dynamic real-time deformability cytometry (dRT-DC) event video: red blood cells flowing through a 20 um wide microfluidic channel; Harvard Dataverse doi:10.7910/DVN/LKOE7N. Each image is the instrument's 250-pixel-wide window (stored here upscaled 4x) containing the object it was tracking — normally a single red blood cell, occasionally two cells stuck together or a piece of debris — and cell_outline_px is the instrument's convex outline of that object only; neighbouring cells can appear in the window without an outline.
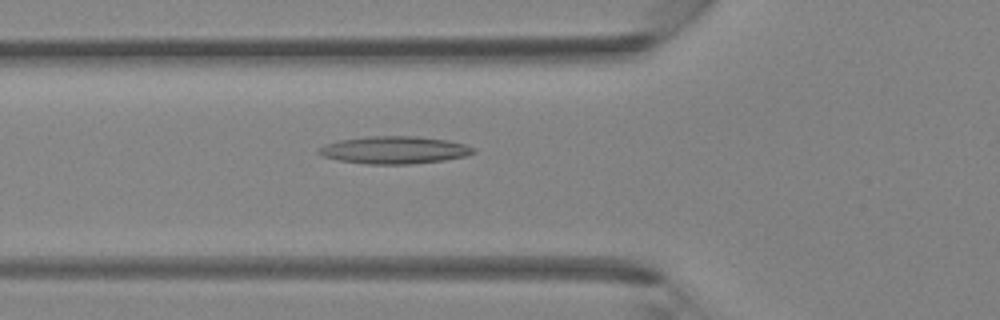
{"species": "Egyptian fruit bat (a non-hibernating species)", "species_latin": "Rousettus aegyptiacus", "temperature_condition": "room temperature", "stored_images_in_passage": 41, "camera_frame_rate_fps": 3000, "um_per_image_px": 0.085, "animal": {"sex": "female"}, "frame": {"image": 1, "passage_image": 15, "time_ms": 4.667, "image_size_px": [1000, 320], "cell_outline_px": [[476, 152], [468, 156], [444, 160], [408, 164], [368, 164], [336, 160], [320, 156], [316, 152], [324, 144], [340, 140], [368, 136], [412, 136], [448, 140], [464, 144], [476, 148]], "centroid_in_image_um": [33.51, 12.75], "position_along_channel_um": 92.3, "area_um2": 24.91}}
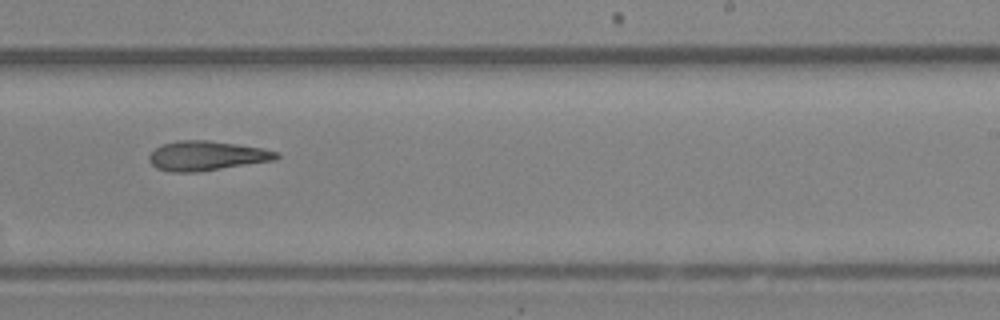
{"frame": {"image": 2, "passage_image": 26, "time_ms": 8.333, "image_size_px": [1000, 320], "cell_outline_px": [[280, 156], [276, 160], [196, 172], [172, 172], [156, 168], [148, 160], [148, 156], [156, 148], [164, 144], [176, 140], [208, 140], [264, 148], [280, 152]], "centroid_in_image_um": [17.59, 13.24], "position_along_channel_um": 271.4, "area_um2": 21.96}}
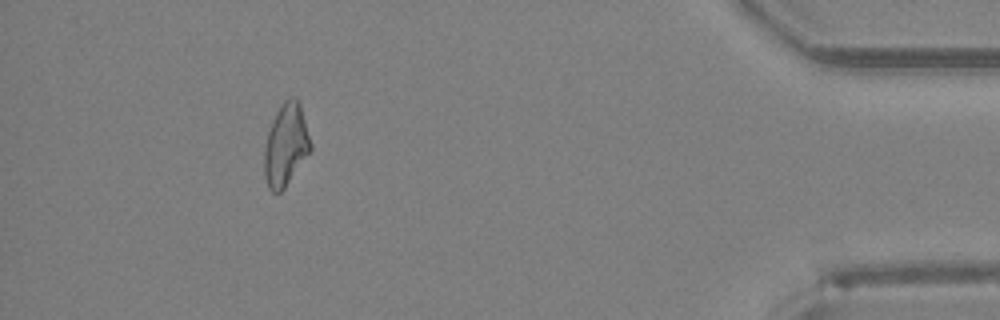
{"frame": {"image": 3, "passage_image": 38, "time_ms": 12.333, "image_size_px": [1000, 320], "cell_outline_px": [[312, 148], [284, 188], [280, 192], [272, 192], [268, 188], [264, 176], [264, 148], [268, 132], [272, 120], [276, 112], [284, 100], [288, 96], [296, 96], [300, 100], [312, 144]], "centroid_in_image_um": [24.3, 12.26], "position_along_channel_um": 410.9, "area_um2": 22.37}}